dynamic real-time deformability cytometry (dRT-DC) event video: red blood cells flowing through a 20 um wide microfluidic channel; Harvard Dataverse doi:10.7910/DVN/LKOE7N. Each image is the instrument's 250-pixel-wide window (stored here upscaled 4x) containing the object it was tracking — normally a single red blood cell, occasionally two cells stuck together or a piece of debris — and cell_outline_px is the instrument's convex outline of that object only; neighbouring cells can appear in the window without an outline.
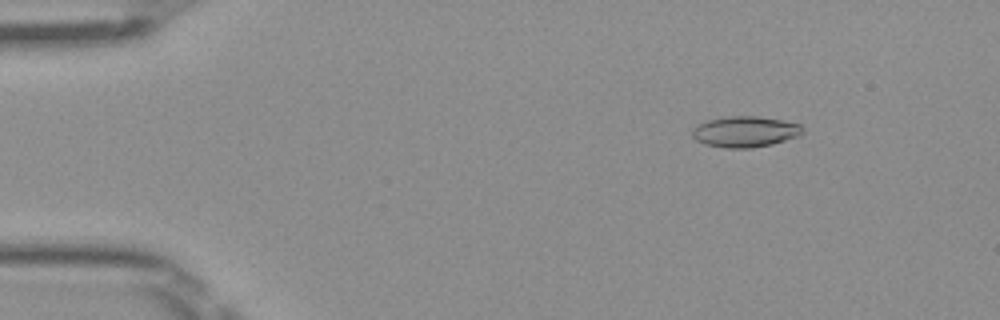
{"species": "Egyptian fruit bat (a non-hibernating species)", "species_latin": "Rousettus aegyptiacus", "temperature_condition": "room temperature", "stored_images_in_passage": 51, "camera_frame_rate_fps": 3000, "um_per_image_px": 0.085, "frame": {"image": 1, "passage_image": 7, "time_ms": 2.0, "image_size_px": [1000, 320], "cell_outline_px": [[804, 132], [800, 136], [772, 144], [752, 148], [724, 148], [704, 144], [696, 140], [692, 136], [692, 128], [696, 124], [708, 120], [728, 116], [756, 116], [780, 120], [800, 124], [804, 128]], "centroid_in_image_um": [63.32, 11.2], "position_along_channel_um": 21.7, "area_um2": 20.06}}
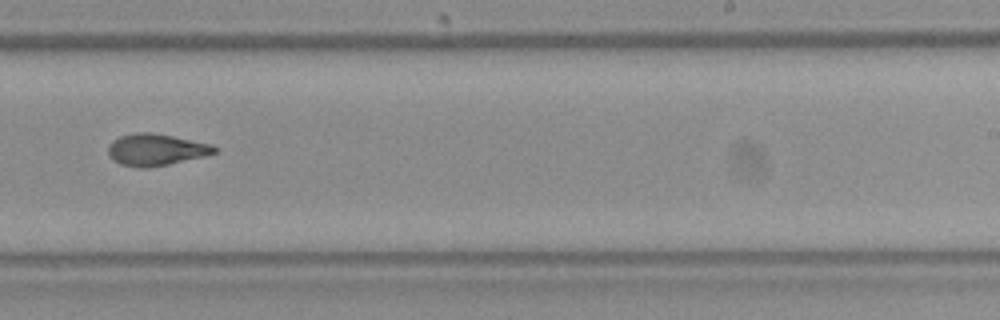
{"frame": {"image": 2, "passage_image": 32, "time_ms": 10.333, "image_size_px": [1000, 320], "cell_outline_px": [[216, 152], [204, 156], [168, 164], [148, 168], [140, 168], [120, 164], [112, 160], [108, 156], [108, 144], [112, 140], [120, 136], [136, 132], [152, 132], [212, 144], [216, 148]], "centroid_in_image_um": [13.2, 12.72], "position_along_channel_um": 275.8, "area_um2": 19.71}}
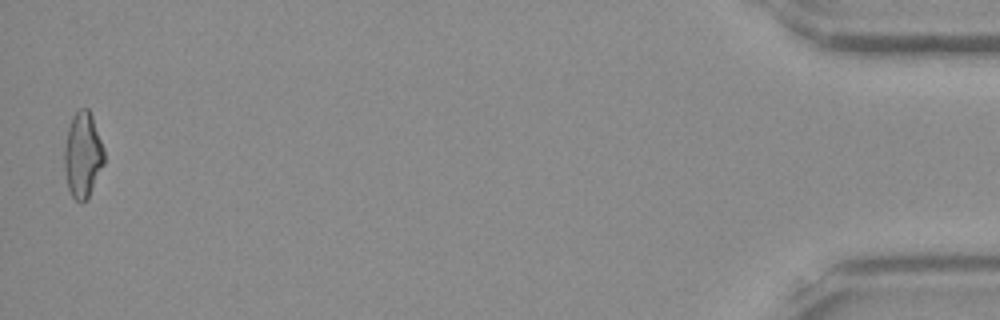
{"frame": {"image": 3, "passage_image": 50, "time_ms": 16.333, "image_size_px": [1000, 320], "cell_outline_px": [[104, 164], [88, 200], [80, 204], [72, 196], [68, 188], [64, 168], [64, 148], [68, 128], [72, 116], [80, 108], [88, 108], [92, 116], [104, 148]], "centroid_in_image_um": [7.04, 13.21], "position_along_channel_um": 428.2, "area_um2": 20.06}, "authors_computed_cell_mechanics": {"area_um2": 19.5364, "velocity_mm_per_s": 4.0548, "shape_relaxation_time_tau1_ms": 4.188, "shape_relaxation_time_tau2_ms": 2.0081, "deformation_change_tau1": 0.1792, "deformation_change_tau2": 0.0907}}